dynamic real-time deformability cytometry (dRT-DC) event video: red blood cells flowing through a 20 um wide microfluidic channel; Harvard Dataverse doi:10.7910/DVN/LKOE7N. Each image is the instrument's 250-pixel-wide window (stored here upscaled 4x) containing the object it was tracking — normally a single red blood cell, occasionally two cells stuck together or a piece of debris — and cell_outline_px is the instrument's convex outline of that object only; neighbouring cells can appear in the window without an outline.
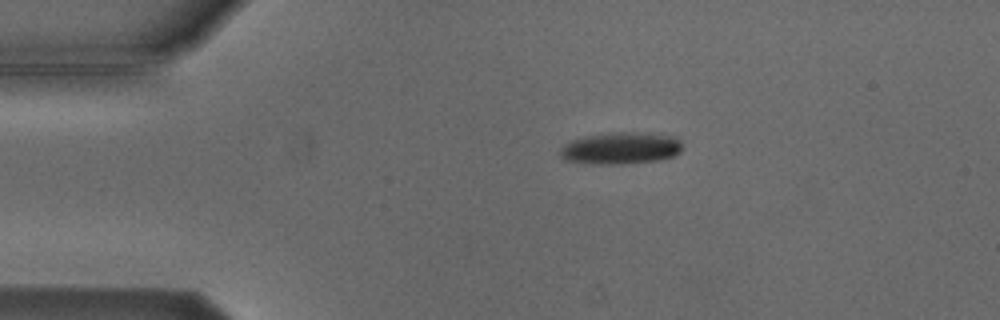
{"species": "Egyptian fruit bat (a non-hibernating species)", "species_latin": "Rousettus aegyptiacus", "temperature_condition": "cold", "stored_images_in_passage": 4, "camera_frame_rate_fps": 3000, "um_per_image_px": 0.085, "animal": {"sex": "male"}, "frame": {"image": 1, "passage_image": 2, "time_ms": 1.0, "image_size_px": [1000, 320], "cell_outline_px": [[684, 148], [676, 156], [660, 160], [624, 164], [596, 164], [564, 160], [560, 156], [560, 148], [564, 144], [572, 140], [588, 136], [612, 132], [620, 132], [676, 136], [680, 140]], "centroid_in_image_um": [52.8, 12.61], "position_along_channel_um": 32.2, "area_um2": 22.77}}
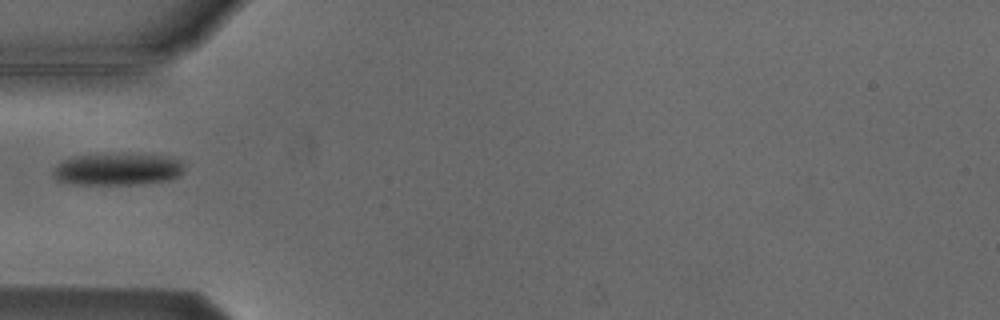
{"frame": {"image": 2, "passage_image": 4, "time_ms": 3.333, "image_size_px": [1000, 320], "cell_outline_px": [[184, 168], [180, 176], [168, 180], [136, 184], [72, 184], [56, 180], [52, 172], [56, 164], [72, 156], [164, 156], [180, 160], [184, 164]], "centroid_in_image_um": [9.97, 14.43], "position_along_channel_um": 75.0, "area_um2": 23.7}}